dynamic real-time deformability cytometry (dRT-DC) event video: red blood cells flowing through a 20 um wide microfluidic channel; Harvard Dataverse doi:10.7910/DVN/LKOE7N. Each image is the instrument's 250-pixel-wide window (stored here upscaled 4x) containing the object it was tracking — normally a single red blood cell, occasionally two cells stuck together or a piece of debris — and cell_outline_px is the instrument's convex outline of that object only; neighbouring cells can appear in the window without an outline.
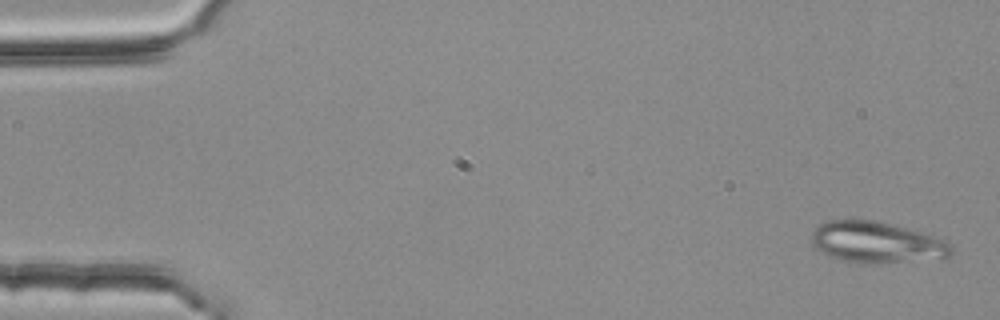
{"species": "common noctule bat (a hibernating species)", "species_latin": "Nyctalus noctula", "temperature_condition": "room temperature", "stored_images_in_passage": 2, "camera_frame_rate_fps": 3000, "um_per_image_px": 0.085, "animal": {"sex": "female", "body_mass_g": 25.1}, "frame": {"image": 1, "passage_image": 2, "time_ms": 0.333, "image_size_px": [1000, 320], "cell_outline_px": [[952, 252], [948, 256], [940, 260], [868, 264], [840, 260], [828, 256], [820, 252], [812, 244], [812, 232], [820, 224], [828, 220], [872, 220], [936, 236], [952, 244]], "centroid_in_image_um": [74.54, 20.64], "position_along_channel_um": 10.5, "area_um2": 33.81}}